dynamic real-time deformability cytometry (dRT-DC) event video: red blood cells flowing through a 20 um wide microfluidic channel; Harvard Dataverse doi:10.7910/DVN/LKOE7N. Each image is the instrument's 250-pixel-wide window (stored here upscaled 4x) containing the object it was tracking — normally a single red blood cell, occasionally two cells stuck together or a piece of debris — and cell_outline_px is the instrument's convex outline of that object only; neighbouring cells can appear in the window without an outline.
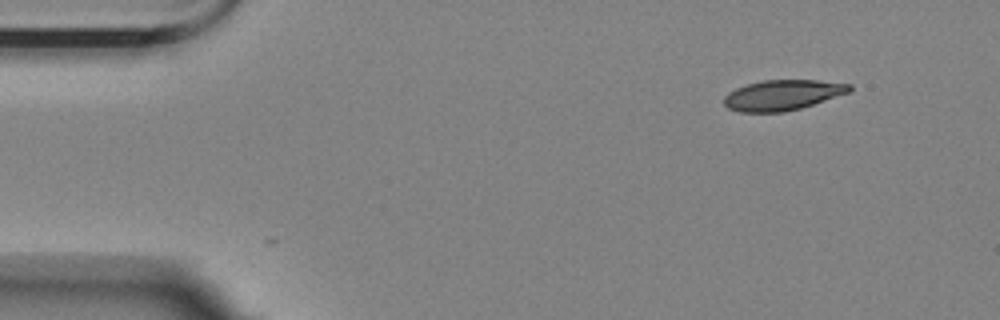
{"species": "Egyptian fruit bat (a non-hibernating species)", "species_latin": "Rousettus aegyptiacus", "temperature_condition": "room temperature", "stored_images_in_passage": 52, "camera_frame_rate_fps": 3000, "um_per_image_px": 0.085, "animal": {"sex": "female"}, "frame": {"image": 1, "passage_image": 1, "time_ms": 0.0, "image_size_px": [1000, 320], "cell_outline_px": [[852, 92], [800, 108], [784, 112], [740, 112], [728, 108], [724, 104], [724, 96], [728, 92], [736, 88], [748, 84], [764, 80], [816, 80], [852, 84]], "centroid_in_image_um": [66.54, 8.08], "position_along_channel_um": 18.5, "area_um2": 22.25}}
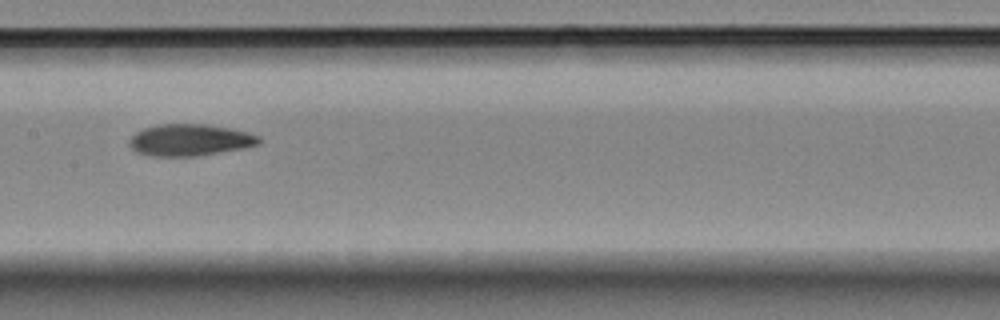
{"frame": {"image": 2, "passage_image": 23, "time_ms": 7.333, "image_size_px": [1000, 320], "cell_outline_px": [[264, 140], [260, 144], [244, 148], [196, 156], [152, 156], [136, 152], [128, 144], [128, 140], [136, 132], [144, 128], [160, 124], [208, 124], [248, 132], [260, 136]], "centroid_in_image_um": [16.16, 11.9], "position_along_channel_um": 191.2, "area_um2": 24.1}}
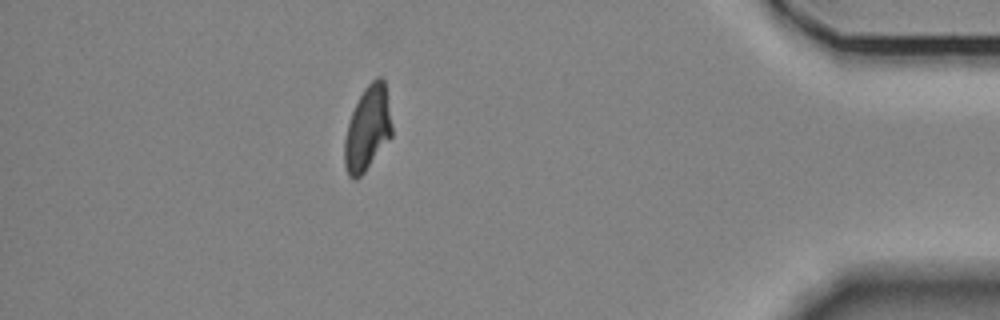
{"frame": {"image": 3, "passage_image": 45, "time_ms": 14.667, "image_size_px": [1000, 320], "cell_outline_px": [[392, 136], [364, 172], [356, 180], [352, 180], [348, 176], [344, 164], [344, 140], [348, 124], [352, 112], [364, 88], [376, 76], [380, 76], [384, 80], [392, 124]], "centroid_in_image_um": [31.23, 10.94], "position_along_channel_um": 404.0, "area_um2": 23.24}, "authors_computed_cell_mechanics": {"area_um2": 23.7558, "velocity_mm_per_s": 3.5121, "shape_relaxation_time_tau1_ms": 6.1612, "shape_relaxation_time_tau2_ms": 2.9875, "deformation_change_tau1": 0.1739, "deformation_change_tau2": 0.0824}}